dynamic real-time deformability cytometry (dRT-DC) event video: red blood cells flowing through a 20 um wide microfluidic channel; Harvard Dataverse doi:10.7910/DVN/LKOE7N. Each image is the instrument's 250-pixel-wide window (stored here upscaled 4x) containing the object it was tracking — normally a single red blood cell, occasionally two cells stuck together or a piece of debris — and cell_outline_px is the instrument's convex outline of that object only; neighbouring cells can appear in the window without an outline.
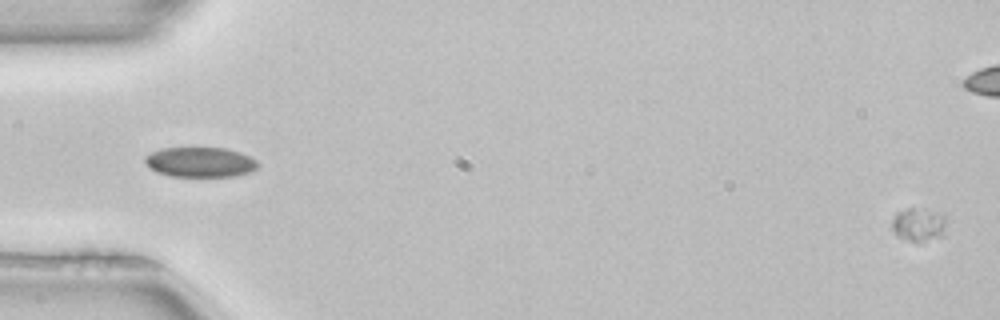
{"species": "common noctule bat (a hibernating species)", "species_latin": "Nyctalus noctula", "temperature_condition": "room temperature", "stored_images_in_passage": 5, "segment_of_instrument_passage": [2, 2], "camera_frame_rate_fps": 3000, "um_per_image_px": 0.085, "animal": {"sex": "female", "body_mass_g": 22.7, "forearm_length_mm": 54.2}, "frame": {"image": 1, "passage_image": 5, "time_ms": 1.333, "image_size_px": [1000, 320], "cell_outline_px": [[944, 224], [940, 236], [920, 240], [908, 240], [896, 236], [892, 228], [892, 220], [896, 212], [908, 208], [924, 208], [936, 212], [944, 216]], "centroid_in_image_um": [77.99, 19.04], "position_along_channel_um": 7.0, "area_um2": 10.12}}